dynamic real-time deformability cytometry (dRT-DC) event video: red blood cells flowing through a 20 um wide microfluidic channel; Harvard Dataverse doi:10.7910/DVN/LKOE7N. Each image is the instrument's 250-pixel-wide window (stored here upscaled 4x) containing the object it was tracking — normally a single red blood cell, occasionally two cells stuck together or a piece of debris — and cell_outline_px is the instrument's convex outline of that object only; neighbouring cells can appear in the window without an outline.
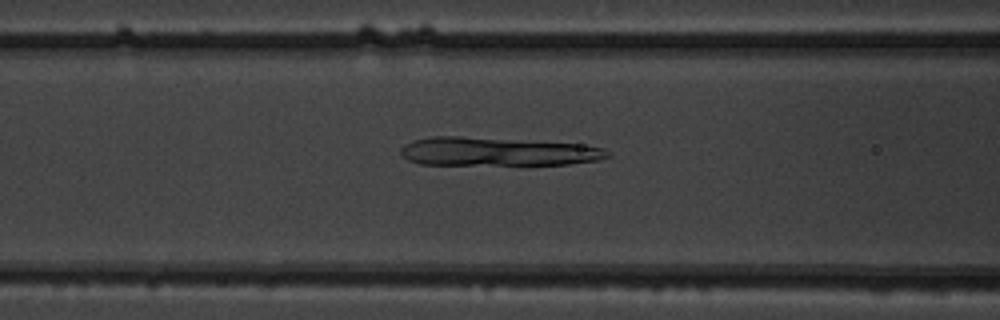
{"species": "common noctule bat (a hibernating species)", "species_latin": "Nyctalus noctula", "temperature_condition": "warm", "stored_images_in_passage": 45, "camera_frame_rate_fps": 3000, "um_per_image_px": 0.085, "animal": {"sex": "male", "body_mass_g": 19.5, "forearm_length_mm": 54.6}, "frame": {"image": 1, "passage_image": 14, "time_ms": 4.333, "image_size_px": [1000, 320], "cell_outline_px": [[612, 156], [600, 160], [568, 164], [420, 164], [408, 160], [400, 156], [400, 148], [404, 144], [412, 140], [432, 136], [460, 136], [572, 144], [604, 148], [612, 152]], "centroid_in_image_um": [42.22, 12.89], "position_along_channel_um": 124.4, "area_um2": 34.1}}
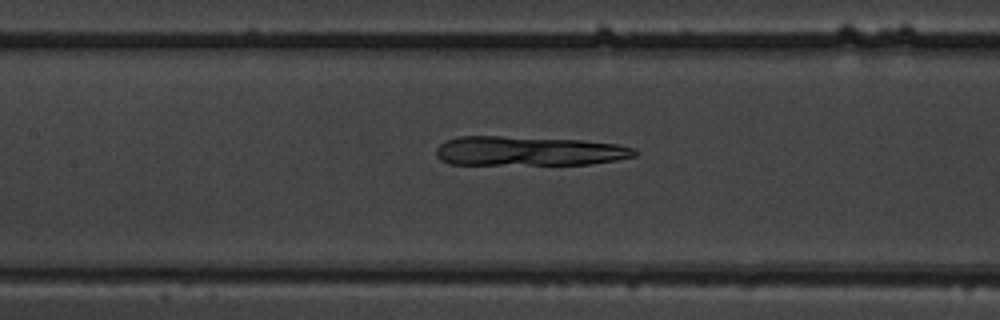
{"frame": {"image": 2, "passage_image": 17, "time_ms": 5.333, "image_size_px": [1000, 320], "cell_outline_px": [[636, 156], [616, 160], [588, 164], [452, 164], [440, 160], [436, 156], [436, 148], [440, 144], [456, 136], [500, 136], [584, 140], [616, 144], [636, 148]], "centroid_in_image_um": [44.93, 12.83], "position_along_channel_um": 162.5, "area_um2": 34.04}}
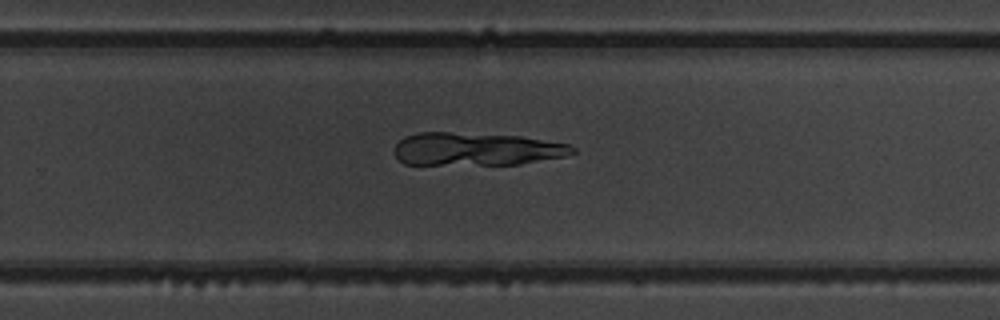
{"frame": {"image": 3, "passage_image": 27, "time_ms": 8.667, "image_size_px": [1000, 320], "cell_outline_px": [[576, 152], [564, 156], [520, 164], [404, 164], [396, 156], [396, 144], [404, 136], [416, 132], [448, 132], [520, 136], [568, 144], [576, 148]], "centroid_in_image_um": [40.48, 12.66], "position_along_channel_um": 289.3, "area_um2": 33.99}}